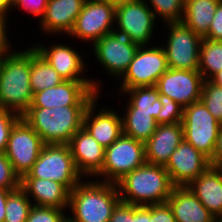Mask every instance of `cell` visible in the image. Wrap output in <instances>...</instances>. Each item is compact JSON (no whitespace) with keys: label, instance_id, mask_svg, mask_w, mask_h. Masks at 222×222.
Listing matches in <instances>:
<instances>
[{"label":"cell","instance_id":"1","mask_svg":"<svg viewBox=\"0 0 222 222\" xmlns=\"http://www.w3.org/2000/svg\"><path fill=\"white\" fill-rule=\"evenodd\" d=\"M30 48L14 49L0 59V108L22 116L31 106L33 91L30 85Z\"/></svg>","mask_w":222,"mask_h":222},{"label":"cell","instance_id":"2","mask_svg":"<svg viewBox=\"0 0 222 222\" xmlns=\"http://www.w3.org/2000/svg\"><path fill=\"white\" fill-rule=\"evenodd\" d=\"M121 201L116 184L86 180L79 182L69 195L67 216L71 222H109Z\"/></svg>","mask_w":222,"mask_h":222},{"label":"cell","instance_id":"3","mask_svg":"<svg viewBox=\"0 0 222 222\" xmlns=\"http://www.w3.org/2000/svg\"><path fill=\"white\" fill-rule=\"evenodd\" d=\"M116 185L121 201L135 206L164 203L175 187L164 166L148 163L126 174Z\"/></svg>","mask_w":222,"mask_h":222},{"label":"cell","instance_id":"4","mask_svg":"<svg viewBox=\"0 0 222 222\" xmlns=\"http://www.w3.org/2000/svg\"><path fill=\"white\" fill-rule=\"evenodd\" d=\"M88 106L29 107L21 116L45 144H68L83 127Z\"/></svg>","mask_w":222,"mask_h":222},{"label":"cell","instance_id":"5","mask_svg":"<svg viewBox=\"0 0 222 222\" xmlns=\"http://www.w3.org/2000/svg\"><path fill=\"white\" fill-rule=\"evenodd\" d=\"M22 178L56 181L71 191L83 176L76 168L68 144H45L31 170Z\"/></svg>","mask_w":222,"mask_h":222},{"label":"cell","instance_id":"6","mask_svg":"<svg viewBox=\"0 0 222 222\" xmlns=\"http://www.w3.org/2000/svg\"><path fill=\"white\" fill-rule=\"evenodd\" d=\"M145 163V143L122 134L105 148L104 164L95 178L102 177L98 181L116 184L126 174Z\"/></svg>","mask_w":222,"mask_h":222},{"label":"cell","instance_id":"7","mask_svg":"<svg viewBox=\"0 0 222 222\" xmlns=\"http://www.w3.org/2000/svg\"><path fill=\"white\" fill-rule=\"evenodd\" d=\"M182 126L184 140L210 159L222 124L199 101L183 108Z\"/></svg>","mask_w":222,"mask_h":222},{"label":"cell","instance_id":"8","mask_svg":"<svg viewBox=\"0 0 222 222\" xmlns=\"http://www.w3.org/2000/svg\"><path fill=\"white\" fill-rule=\"evenodd\" d=\"M169 30L164 48L169 68L198 70L202 37L183 22L164 23ZM169 27V28H168Z\"/></svg>","mask_w":222,"mask_h":222},{"label":"cell","instance_id":"9","mask_svg":"<svg viewBox=\"0 0 222 222\" xmlns=\"http://www.w3.org/2000/svg\"><path fill=\"white\" fill-rule=\"evenodd\" d=\"M156 17L143 0L116 6L114 32L139 46H148L156 30Z\"/></svg>","mask_w":222,"mask_h":222},{"label":"cell","instance_id":"10","mask_svg":"<svg viewBox=\"0 0 222 222\" xmlns=\"http://www.w3.org/2000/svg\"><path fill=\"white\" fill-rule=\"evenodd\" d=\"M168 69L162 42L161 47L139 46L127 71L121 77L119 89L155 86L160 76Z\"/></svg>","mask_w":222,"mask_h":222},{"label":"cell","instance_id":"11","mask_svg":"<svg viewBox=\"0 0 222 222\" xmlns=\"http://www.w3.org/2000/svg\"><path fill=\"white\" fill-rule=\"evenodd\" d=\"M44 145L40 135L21 117L10 131L4 154L22 178L31 170Z\"/></svg>","mask_w":222,"mask_h":222},{"label":"cell","instance_id":"12","mask_svg":"<svg viewBox=\"0 0 222 222\" xmlns=\"http://www.w3.org/2000/svg\"><path fill=\"white\" fill-rule=\"evenodd\" d=\"M116 6L103 0H86L68 36L93 45L114 32Z\"/></svg>","mask_w":222,"mask_h":222},{"label":"cell","instance_id":"13","mask_svg":"<svg viewBox=\"0 0 222 222\" xmlns=\"http://www.w3.org/2000/svg\"><path fill=\"white\" fill-rule=\"evenodd\" d=\"M139 45L115 32L104 35L92 46L96 57L106 73L118 80L127 71Z\"/></svg>","mask_w":222,"mask_h":222},{"label":"cell","instance_id":"14","mask_svg":"<svg viewBox=\"0 0 222 222\" xmlns=\"http://www.w3.org/2000/svg\"><path fill=\"white\" fill-rule=\"evenodd\" d=\"M97 96L92 81H63L34 93L30 107L88 106Z\"/></svg>","mask_w":222,"mask_h":222},{"label":"cell","instance_id":"15","mask_svg":"<svg viewBox=\"0 0 222 222\" xmlns=\"http://www.w3.org/2000/svg\"><path fill=\"white\" fill-rule=\"evenodd\" d=\"M63 78L64 81H92L94 88L100 93L101 83L98 80L84 78L87 64L77 50L66 44L57 43L49 45L35 44L32 46ZM86 64V65H85ZM100 85V86H99Z\"/></svg>","mask_w":222,"mask_h":222},{"label":"cell","instance_id":"16","mask_svg":"<svg viewBox=\"0 0 222 222\" xmlns=\"http://www.w3.org/2000/svg\"><path fill=\"white\" fill-rule=\"evenodd\" d=\"M204 78L198 70L169 68L158 79L159 94L168 96L183 108L200 101Z\"/></svg>","mask_w":222,"mask_h":222},{"label":"cell","instance_id":"17","mask_svg":"<svg viewBox=\"0 0 222 222\" xmlns=\"http://www.w3.org/2000/svg\"><path fill=\"white\" fill-rule=\"evenodd\" d=\"M209 158L183 140L164 166L175 187L187 186L210 167Z\"/></svg>","mask_w":222,"mask_h":222},{"label":"cell","instance_id":"18","mask_svg":"<svg viewBox=\"0 0 222 222\" xmlns=\"http://www.w3.org/2000/svg\"><path fill=\"white\" fill-rule=\"evenodd\" d=\"M98 97L88 105L83 127L101 146L107 148L123 134L122 117L109 107L97 110Z\"/></svg>","mask_w":222,"mask_h":222},{"label":"cell","instance_id":"19","mask_svg":"<svg viewBox=\"0 0 222 222\" xmlns=\"http://www.w3.org/2000/svg\"><path fill=\"white\" fill-rule=\"evenodd\" d=\"M68 146L75 165L83 177L96 176L102 169L105 148L82 127L70 139Z\"/></svg>","mask_w":222,"mask_h":222},{"label":"cell","instance_id":"20","mask_svg":"<svg viewBox=\"0 0 222 222\" xmlns=\"http://www.w3.org/2000/svg\"><path fill=\"white\" fill-rule=\"evenodd\" d=\"M86 0H48L44 15L39 20L46 35L67 34L72 30Z\"/></svg>","mask_w":222,"mask_h":222},{"label":"cell","instance_id":"21","mask_svg":"<svg viewBox=\"0 0 222 222\" xmlns=\"http://www.w3.org/2000/svg\"><path fill=\"white\" fill-rule=\"evenodd\" d=\"M183 140L182 122L159 124L145 143L146 163L165 166Z\"/></svg>","mask_w":222,"mask_h":222},{"label":"cell","instance_id":"22","mask_svg":"<svg viewBox=\"0 0 222 222\" xmlns=\"http://www.w3.org/2000/svg\"><path fill=\"white\" fill-rule=\"evenodd\" d=\"M20 187L33 205L68 210L70 191L59 182L40 178H21Z\"/></svg>","mask_w":222,"mask_h":222},{"label":"cell","instance_id":"23","mask_svg":"<svg viewBox=\"0 0 222 222\" xmlns=\"http://www.w3.org/2000/svg\"><path fill=\"white\" fill-rule=\"evenodd\" d=\"M216 218L222 217V169L210 166L186 186Z\"/></svg>","mask_w":222,"mask_h":222},{"label":"cell","instance_id":"24","mask_svg":"<svg viewBox=\"0 0 222 222\" xmlns=\"http://www.w3.org/2000/svg\"><path fill=\"white\" fill-rule=\"evenodd\" d=\"M176 222H213L215 216L186 187H174L166 201Z\"/></svg>","mask_w":222,"mask_h":222},{"label":"cell","instance_id":"25","mask_svg":"<svg viewBox=\"0 0 222 222\" xmlns=\"http://www.w3.org/2000/svg\"><path fill=\"white\" fill-rule=\"evenodd\" d=\"M221 0H186L182 22L202 38L208 33Z\"/></svg>","mask_w":222,"mask_h":222},{"label":"cell","instance_id":"26","mask_svg":"<svg viewBox=\"0 0 222 222\" xmlns=\"http://www.w3.org/2000/svg\"><path fill=\"white\" fill-rule=\"evenodd\" d=\"M121 115L123 134L146 143L155 132L158 124L153 112L138 111V108H126Z\"/></svg>","mask_w":222,"mask_h":222},{"label":"cell","instance_id":"27","mask_svg":"<svg viewBox=\"0 0 222 222\" xmlns=\"http://www.w3.org/2000/svg\"><path fill=\"white\" fill-rule=\"evenodd\" d=\"M63 81L59 73L31 46L30 85L33 94Z\"/></svg>","mask_w":222,"mask_h":222},{"label":"cell","instance_id":"28","mask_svg":"<svg viewBox=\"0 0 222 222\" xmlns=\"http://www.w3.org/2000/svg\"><path fill=\"white\" fill-rule=\"evenodd\" d=\"M127 95L129 102L126 108H138V111L153 112V118L156 119L159 114L162 103L159 100V92L155 86L135 87L130 89H120L119 93Z\"/></svg>","mask_w":222,"mask_h":222},{"label":"cell","instance_id":"29","mask_svg":"<svg viewBox=\"0 0 222 222\" xmlns=\"http://www.w3.org/2000/svg\"><path fill=\"white\" fill-rule=\"evenodd\" d=\"M222 69V41L202 39L198 71L204 80H210Z\"/></svg>","mask_w":222,"mask_h":222},{"label":"cell","instance_id":"30","mask_svg":"<svg viewBox=\"0 0 222 222\" xmlns=\"http://www.w3.org/2000/svg\"><path fill=\"white\" fill-rule=\"evenodd\" d=\"M32 205L21 187L12 190L7 197L4 222H26Z\"/></svg>","mask_w":222,"mask_h":222},{"label":"cell","instance_id":"31","mask_svg":"<svg viewBox=\"0 0 222 222\" xmlns=\"http://www.w3.org/2000/svg\"><path fill=\"white\" fill-rule=\"evenodd\" d=\"M151 8L155 17L162 22H182L184 15V0H143ZM149 1V3H148Z\"/></svg>","mask_w":222,"mask_h":222},{"label":"cell","instance_id":"32","mask_svg":"<svg viewBox=\"0 0 222 222\" xmlns=\"http://www.w3.org/2000/svg\"><path fill=\"white\" fill-rule=\"evenodd\" d=\"M200 101L213 117L222 124V86L211 80H204Z\"/></svg>","mask_w":222,"mask_h":222},{"label":"cell","instance_id":"33","mask_svg":"<svg viewBox=\"0 0 222 222\" xmlns=\"http://www.w3.org/2000/svg\"><path fill=\"white\" fill-rule=\"evenodd\" d=\"M159 100L162 103V108L157 115L155 121L159 124H173L182 122L183 107L168 96L159 94Z\"/></svg>","mask_w":222,"mask_h":222},{"label":"cell","instance_id":"34","mask_svg":"<svg viewBox=\"0 0 222 222\" xmlns=\"http://www.w3.org/2000/svg\"><path fill=\"white\" fill-rule=\"evenodd\" d=\"M66 209L32 205L26 222H65L68 218Z\"/></svg>","mask_w":222,"mask_h":222},{"label":"cell","instance_id":"35","mask_svg":"<svg viewBox=\"0 0 222 222\" xmlns=\"http://www.w3.org/2000/svg\"><path fill=\"white\" fill-rule=\"evenodd\" d=\"M20 180L7 156L0 153V188L15 190L20 187Z\"/></svg>","mask_w":222,"mask_h":222},{"label":"cell","instance_id":"36","mask_svg":"<svg viewBox=\"0 0 222 222\" xmlns=\"http://www.w3.org/2000/svg\"><path fill=\"white\" fill-rule=\"evenodd\" d=\"M20 118L17 113L0 108V153L5 152L10 131Z\"/></svg>","mask_w":222,"mask_h":222},{"label":"cell","instance_id":"37","mask_svg":"<svg viewBox=\"0 0 222 222\" xmlns=\"http://www.w3.org/2000/svg\"><path fill=\"white\" fill-rule=\"evenodd\" d=\"M109 222H135V205L120 201L114 208Z\"/></svg>","mask_w":222,"mask_h":222},{"label":"cell","instance_id":"38","mask_svg":"<svg viewBox=\"0 0 222 222\" xmlns=\"http://www.w3.org/2000/svg\"><path fill=\"white\" fill-rule=\"evenodd\" d=\"M150 222H176L167 202L150 205Z\"/></svg>","mask_w":222,"mask_h":222},{"label":"cell","instance_id":"39","mask_svg":"<svg viewBox=\"0 0 222 222\" xmlns=\"http://www.w3.org/2000/svg\"><path fill=\"white\" fill-rule=\"evenodd\" d=\"M48 0H18L13 9L19 10V8L24 9L25 12L33 14L34 17H41L44 15Z\"/></svg>","mask_w":222,"mask_h":222},{"label":"cell","instance_id":"40","mask_svg":"<svg viewBox=\"0 0 222 222\" xmlns=\"http://www.w3.org/2000/svg\"><path fill=\"white\" fill-rule=\"evenodd\" d=\"M203 38L222 41V0L218 3L208 33Z\"/></svg>","mask_w":222,"mask_h":222},{"label":"cell","instance_id":"41","mask_svg":"<svg viewBox=\"0 0 222 222\" xmlns=\"http://www.w3.org/2000/svg\"><path fill=\"white\" fill-rule=\"evenodd\" d=\"M8 19L9 18L0 16V59L8 55L13 49V47H10L12 45L9 42L10 40L7 37L8 36V33H7Z\"/></svg>","mask_w":222,"mask_h":222},{"label":"cell","instance_id":"42","mask_svg":"<svg viewBox=\"0 0 222 222\" xmlns=\"http://www.w3.org/2000/svg\"><path fill=\"white\" fill-rule=\"evenodd\" d=\"M209 161L212 167L222 169V126L220 127V130L218 132L213 156L209 159Z\"/></svg>","mask_w":222,"mask_h":222},{"label":"cell","instance_id":"43","mask_svg":"<svg viewBox=\"0 0 222 222\" xmlns=\"http://www.w3.org/2000/svg\"><path fill=\"white\" fill-rule=\"evenodd\" d=\"M135 222H150V205L135 206Z\"/></svg>","mask_w":222,"mask_h":222},{"label":"cell","instance_id":"44","mask_svg":"<svg viewBox=\"0 0 222 222\" xmlns=\"http://www.w3.org/2000/svg\"><path fill=\"white\" fill-rule=\"evenodd\" d=\"M11 191L12 190L0 188V222H4L6 214V201Z\"/></svg>","mask_w":222,"mask_h":222},{"label":"cell","instance_id":"45","mask_svg":"<svg viewBox=\"0 0 222 222\" xmlns=\"http://www.w3.org/2000/svg\"><path fill=\"white\" fill-rule=\"evenodd\" d=\"M12 10V6L7 0H0V16L8 18V12Z\"/></svg>","mask_w":222,"mask_h":222},{"label":"cell","instance_id":"46","mask_svg":"<svg viewBox=\"0 0 222 222\" xmlns=\"http://www.w3.org/2000/svg\"><path fill=\"white\" fill-rule=\"evenodd\" d=\"M210 80L215 84L222 86V69L217 72Z\"/></svg>","mask_w":222,"mask_h":222},{"label":"cell","instance_id":"47","mask_svg":"<svg viewBox=\"0 0 222 222\" xmlns=\"http://www.w3.org/2000/svg\"><path fill=\"white\" fill-rule=\"evenodd\" d=\"M103 1H106L109 4H112L114 6H118L120 4H124V3H128V2H133V1H136V0H103Z\"/></svg>","mask_w":222,"mask_h":222},{"label":"cell","instance_id":"48","mask_svg":"<svg viewBox=\"0 0 222 222\" xmlns=\"http://www.w3.org/2000/svg\"><path fill=\"white\" fill-rule=\"evenodd\" d=\"M7 1L13 7L18 0H7Z\"/></svg>","mask_w":222,"mask_h":222},{"label":"cell","instance_id":"49","mask_svg":"<svg viewBox=\"0 0 222 222\" xmlns=\"http://www.w3.org/2000/svg\"><path fill=\"white\" fill-rule=\"evenodd\" d=\"M213 222H222V217L221 218H215Z\"/></svg>","mask_w":222,"mask_h":222}]
</instances>
